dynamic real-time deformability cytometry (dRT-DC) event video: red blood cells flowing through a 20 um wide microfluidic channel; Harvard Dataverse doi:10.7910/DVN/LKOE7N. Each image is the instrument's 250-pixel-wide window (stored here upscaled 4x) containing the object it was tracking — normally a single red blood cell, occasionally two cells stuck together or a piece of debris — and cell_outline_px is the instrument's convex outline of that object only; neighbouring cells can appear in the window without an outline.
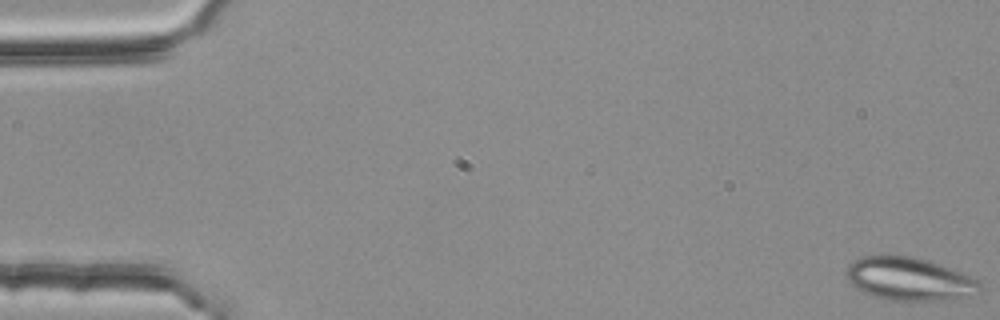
{"species": "common noctule bat (a hibernating species)", "species_latin": "Nyctalus noctula", "temperature_condition": "room temperature", "stored_images_in_passage": 52, "camera_frame_rate_fps": 3000, "um_per_image_px": 0.085, "animal": {"sex": "female", "body_mass_g": 25.1}, "frame": {"image": 1, "passage_image": 1, "time_ms": 0.0, "image_size_px": [1000, 320], "cell_outline_px": [[984, 288], [980, 292], [972, 296], [944, 300], [884, 300], [860, 292], [848, 280], [844, 272], [848, 264], [852, 260], [860, 256], [884, 252], [892, 252], [912, 256], [928, 260], [940, 264], [968, 276], [976, 280]], "centroid_in_image_um": [77.19, 23.67], "position_along_channel_um": 7.8, "area_um2": 34.62}}
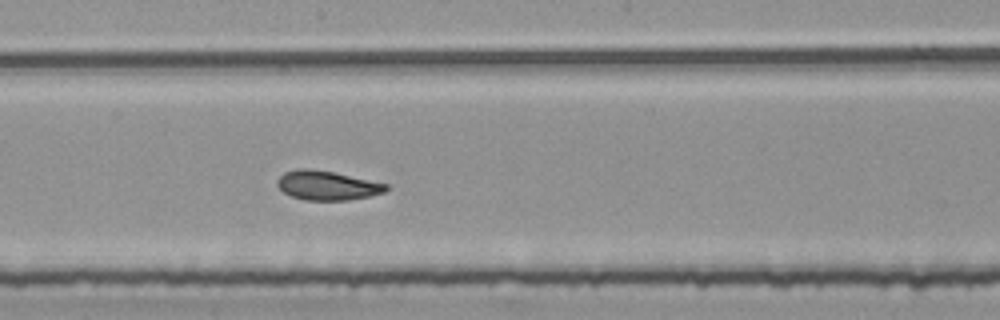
{"frame": {"image": 2, "passage_image": 30, "time_ms": 9.667, "image_size_px": [1000, 320], "cell_outline_px": [[388, 188], [384, 192], [368, 196], [348, 200], [304, 200], [292, 196], [284, 192], [276, 184], [276, 180], [284, 172], [296, 168], [304, 168], [332, 172], [388, 184]], "centroid_in_image_um": [27.77, 15.76], "position_along_channel_um": 220.4, "area_um2": 18.32}}
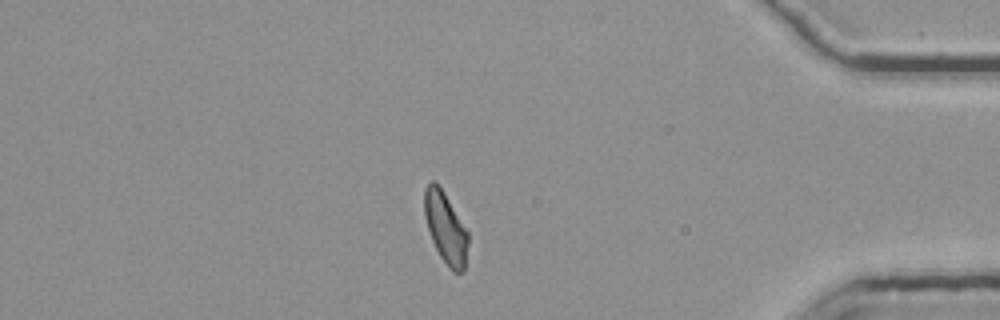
{"frame": {"image": 3, "passage_image": 47, "time_ms": 15.333, "image_size_px": [1000, 320], "cell_outline_px": [[468, 244], [464, 272], [452, 272], [440, 256], [432, 240], [424, 216], [424, 188], [428, 180], [432, 180], [444, 192], [468, 232]], "centroid_in_image_um": [37.86, 19.36], "position_along_channel_um": 397.3, "area_um2": 18.03}}